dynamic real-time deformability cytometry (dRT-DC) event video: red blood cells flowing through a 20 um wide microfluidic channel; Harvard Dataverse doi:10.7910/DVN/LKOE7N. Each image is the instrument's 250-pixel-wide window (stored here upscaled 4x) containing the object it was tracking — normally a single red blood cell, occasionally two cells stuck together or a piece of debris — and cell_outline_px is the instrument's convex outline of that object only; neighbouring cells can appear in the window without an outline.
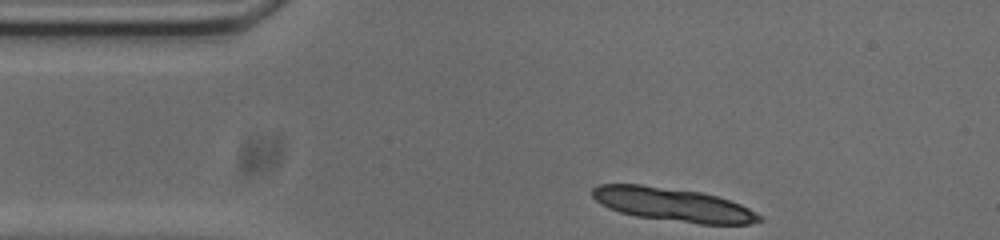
{"species": "common noctule bat (a hibernating species)", "species_latin": "Nyctalus noctula", "temperature_condition": "cold", "stored_images_in_passage": 22, "camera_frame_rate_fps": 3000, "um_per_image_px": 0.085, "animal": {"sex": "male", "body_mass_g": 20.0, "forearm_length_mm": 53.3}, "frame": {"image": 1, "passage_image": 1, "time_ms": 0.0, "image_size_px": [1000, 240], "cell_outline_px": [[764, 220], [748, 224], [700, 224], [636, 216], [620, 212], [608, 208], [600, 204], [592, 196], [592, 188], [600, 184], [640, 184], [700, 192], [716, 196], [740, 204], [764, 216]], "centroid_in_image_um": [57.21, 17.4], "position_along_channel_um": 27.8, "area_um2": 32.54}}